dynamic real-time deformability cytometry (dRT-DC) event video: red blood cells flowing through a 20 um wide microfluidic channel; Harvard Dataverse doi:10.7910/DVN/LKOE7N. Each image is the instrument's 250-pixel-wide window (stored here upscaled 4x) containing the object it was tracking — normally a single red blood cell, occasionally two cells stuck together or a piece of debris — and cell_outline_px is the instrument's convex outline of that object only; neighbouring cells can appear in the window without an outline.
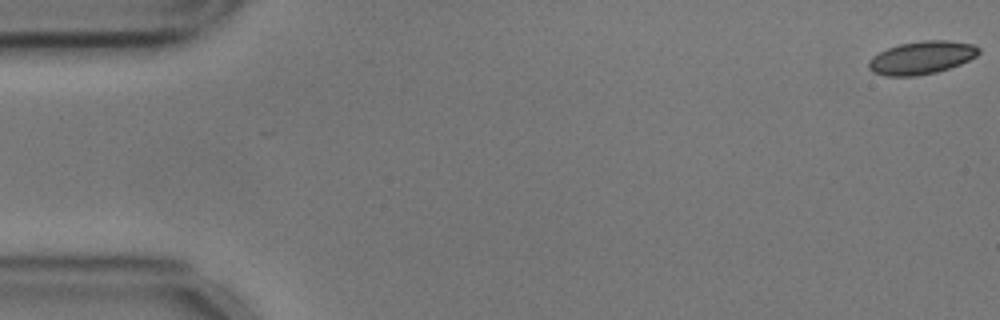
{"species": "common noctule bat (a hibernating species)", "species_latin": "Nyctalus noctula", "temperature_condition": "cold", "stored_images_in_passage": 56, "camera_frame_rate_fps": 3000, "um_per_image_px": 0.085, "animal": {"sex": "male", "body_mass_g": 17.9, "forearm_length_mm": 54.2}, "frame": {"image": 1, "passage_image": 1, "time_ms": 0.0, "image_size_px": [1000, 320], "cell_outline_px": [[980, 52], [976, 56], [960, 64], [936, 72], [916, 76], [884, 76], [872, 72], [868, 68], [868, 60], [872, 56], [888, 48], [900, 44], [924, 40], [948, 40], [972, 44], [980, 48]], "centroid_in_image_um": [78.31, 4.9], "position_along_channel_um": 6.7, "area_um2": 21.15}}
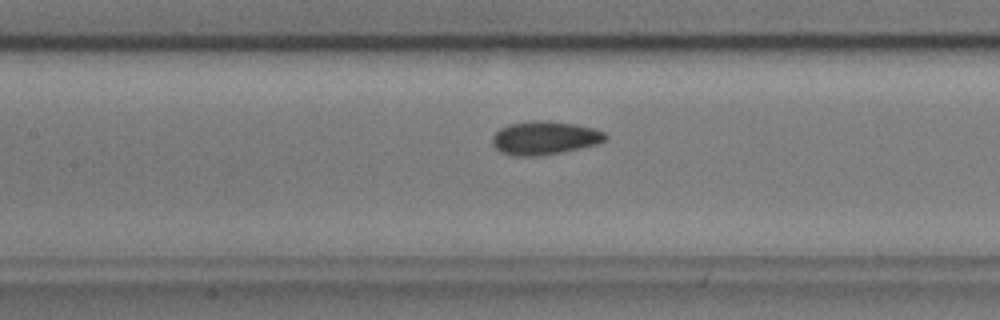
{"frame": {"image": 2, "passage_image": 25, "time_ms": 8.0, "image_size_px": [1000, 320], "cell_outline_px": [[608, 136], [604, 140], [596, 144], [580, 148], [560, 152], [536, 156], [516, 156], [500, 152], [492, 144], [492, 136], [500, 128], [508, 124], [540, 120], [548, 120], [576, 124], [592, 128], [604, 132]], "centroid_in_image_um": [46.27, 11.72], "position_along_channel_um": 161.1, "area_um2": 21.91}}
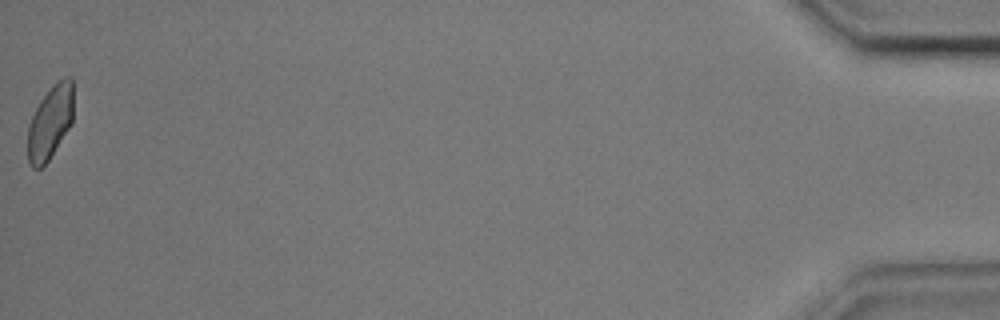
{"frame": {"image": 3, "passage_image": 56, "time_ms": 18.333, "image_size_px": [1000, 320], "cell_outline_px": [[72, 124], [48, 160], [40, 168], [32, 168], [28, 164], [28, 124], [40, 100], [52, 84], [64, 76], [72, 76]], "centroid_in_image_um": [4.26, 10.37], "position_along_channel_um": 430.9, "area_um2": 19.59}, "authors_computed_cell_mechanics": {"area_um2": 20.8947, "velocity_mm_per_s": 3.572, "shape_relaxation_time_tau1_ms": null, "shape_relaxation_time_tau2_ms": 2.0052, "deformation_change_tau1": null, "deformation_change_tau2": 0.0514}}